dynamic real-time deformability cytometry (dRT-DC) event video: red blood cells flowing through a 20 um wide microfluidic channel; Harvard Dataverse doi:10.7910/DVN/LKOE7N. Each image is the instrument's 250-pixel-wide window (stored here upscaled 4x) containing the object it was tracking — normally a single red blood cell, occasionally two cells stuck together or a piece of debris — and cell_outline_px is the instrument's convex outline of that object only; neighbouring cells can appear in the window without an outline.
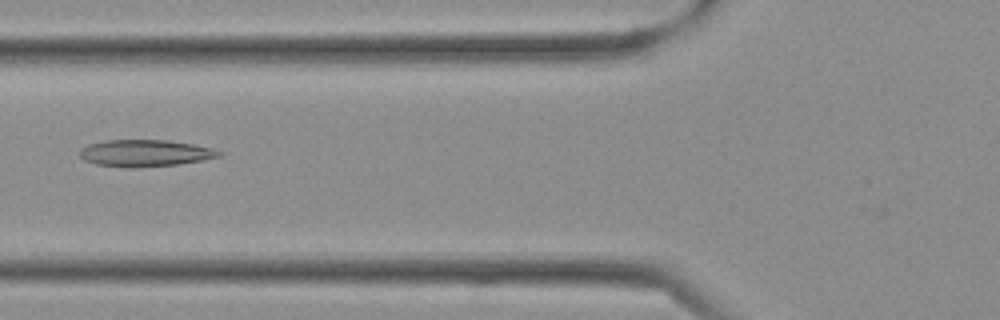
{"species": "Egyptian fruit bat (a non-hibernating species)", "species_latin": "Rousettus aegyptiacus", "temperature_condition": "cold", "stored_images_in_passage": 35, "camera_frame_rate_fps": 3000, "um_per_image_px": 0.085, "frame": {"image": 1, "passage_image": 14, "time_ms": 4.333, "image_size_px": [1000, 320], "cell_outline_px": [[224, 156], [204, 160], [176, 164], [132, 168], [128, 168], [96, 164], [84, 160], [80, 156], [80, 148], [88, 144], [108, 140], [168, 140], [192, 144], [212, 148], [224, 152]], "centroid_in_image_um": [12.36, 13.02], "position_along_channel_um": 113.4, "area_um2": 21.85}}
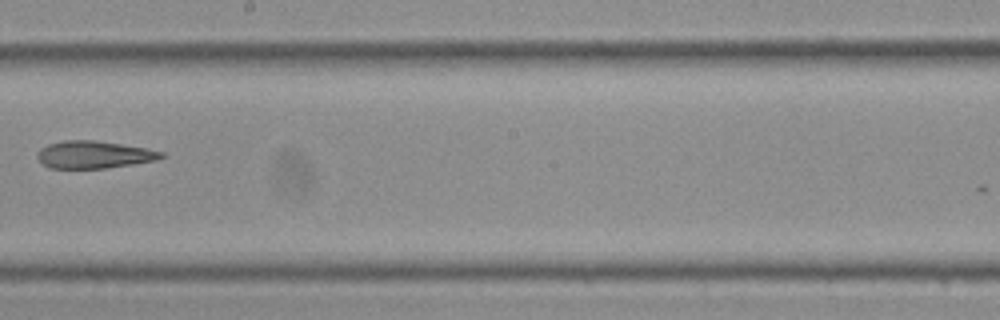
{"frame": {"image": 2, "passage_image": 21, "time_ms": 6.667, "image_size_px": [1000, 320], "cell_outline_px": [[168, 156], [156, 160], [132, 164], [104, 168], [48, 168], [36, 156], [36, 152], [40, 148], [48, 144], [64, 140], [92, 140], [148, 148], [164, 152]], "centroid_in_image_um": [8.0, 13.14], "position_along_channel_um": 240.2, "area_um2": 19.83}}
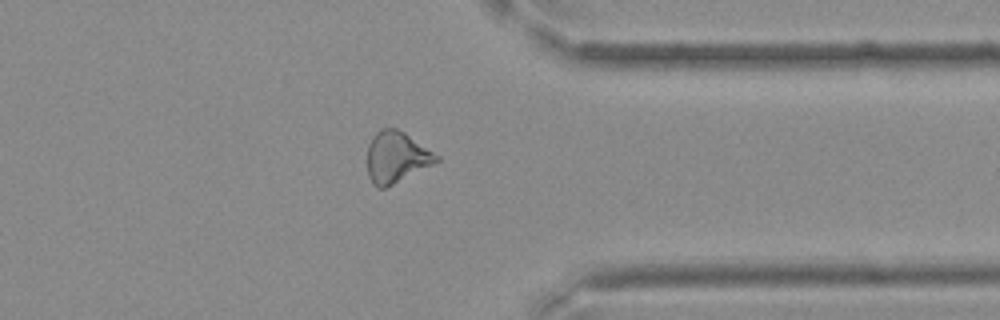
{"frame": {"image": 3, "passage_image": 29, "time_ms": 9.333, "image_size_px": [1000, 320], "cell_outline_px": [[440, 160], [384, 188], [380, 188], [372, 184], [368, 176], [368, 144], [372, 136], [380, 128], [396, 128], [404, 132], [440, 156]], "centroid_in_image_um": [33.67, 13.33], "position_along_channel_um": 377.7, "area_um2": 20.35}}